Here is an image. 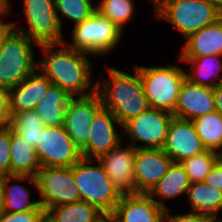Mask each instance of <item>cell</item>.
I'll return each mask as SVG.
<instances>
[{
	"instance_id": "8fae6325",
	"label": "cell",
	"mask_w": 222,
	"mask_h": 222,
	"mask_svg": "<svg viewBox=\"0 0 222 222\" xmlns=\"http://www.w3.org/2000/svg\"><path fill=\"white\" fill-rule=\"evenodd\" d=\"M35 150L41 167H71L82 158L80 148L71 140L64 126H45Z\"/></svg>"
},
{
	"instance_id": "74e56055",
	"label": "cell",
	"mask_w": 222,
	"mask_h": 222,
	"mask_svg": "<svg viewBox=\"0 0 222 222\" xmlns=\"http://www.w3.org/2000/svg\"><path fill=\"white\" fill-rule=\"evenodd\" d=\"M215 109L222 116V82L213 88Z\"/></svg>"
},
{
	"instance_id": "3957f363",
	"label": "cell",
	"mask_w": 222,
	"mask_h": 222,
	"mask_svg": "<svg viewBox=\"0 0 222 222\" xmlns=\"http://www.w3.org/2000/svg\"><path fill=\"white\" fill-rule=\"evenodd\" d=\"M155 18L169 22L185 39L214 23L222 12L206 0H151Z\"/></svg>"
},
{
	"instance_id": "f1b7e54d",
	"label": "cell",
	"mask_w": 222,
	"mask_h": 222,
	"mask_svg": "<svg viewBox=\"0 0 222 222\" xmlns=\"http://www.w3.org/2000/svg\"><path fill=\"white\" fill-rule=\"evenodd\" d=\"M9 126L33 147H36L40 133L45 127L35 110L14 114Z\"/></svg>"
},
{
	"instance_id": "1f68e13d",
	"label": "cell",
	"mask_w": 222,
	"mask_h": 222,
	"mask_svg": "<svg viewBox=\"0 0 222 222\" xmlns=\"http://www.w3.org/2000/svg\"><path fill=\"white\" fill-rule=\"evenodd\" d=\"M56 15L61 29L62 19L59 13L72 20L75 24L87 20L96 11V6L89 0H54ZM59 12V13H58Z\"/></svg>"
},
{
	"instance_id": "f546056e",
	"label": "cell",
	"mask_w": 222,
	"mask_h": 222,
	"mask_svg": "<svg viewBox=\"0 0 222 222\" xmlns=\"http://www.w3.org/2000/svg\"><path fill=\"white\" fill-rule=\"evenodd\" d=\"M221 156L215 151L206 150L181 161L180 164L191 183L203 182Z\"/></svg>"
},
{
	"instance_id": "7c38bea8",
	"label": "cell",
	"mask_w": 222,
	"mask_h": 222,
	"mask_svg": "<svg viewBox=\"0 0 222 222\" xmlns=\"http://www.w3.org/2000/svg\"><path fill=\"white\" fill-rule=\"evenodd\" d=\"M102 107L101 99L96 91L88 96L71 97L68 101L64 129L80 149L87 143L91 122Z\"/></svg>"
},
{
	"instance_id": "8d00e7d4",
	"label": "cell",
	"mask_w": 222,
	"mask_h": 222,
	"mask_svg": "<svg viewBox=\"0 0 222 222\" xmlns=\"http://www.w3.org/2000/svg\"><path fill=\"white\" fill-rule=\"evenodd\" d=\"M204 182L222 192V156L205 177Z\"/></svg>"
},
{
	"instance_id": "ba28073f",
	"label": "cell",
	"mask_w": 222,
	"mask_h": 222,
	"mask_svg": "<svg viewBox=\"0 0 222 222\" xmlns=\"http://www.w3.org/2000/svg\"><path fill=\"white\" fill-rule=\"evenodd\" d=\"M23 5L28 30L11 22L13 28L22 32L36 45L65 41L57 19L54 0H24Z\"/></svg>"
},
{
	"instance_id": "5bb4252c",
	"label": "cell",
	"mask_w": 222,
	"mask_h": 222,
	"mask_svg": "<svg viewBox=\"0 0 222 222\" xmlns=\"http://www.w3.org/2000/svg\"><path fill=\"white\" fill-rule=\"evenodd\" d=\"M119 124L117 118L107 108L102 107L94 116L90 125L87 143L80 149L82 158L97 160L110 152L122 140L115 128Z\"/></svg>"
},
{
	"instance_id": "e0dca14e",
	"label": "cell",
	"mask_w": 222,
	"mask_h": 222,
	"mask_svg": "<svg viewBox=\"0 0 222 222\" xmlns=\"http://www.w3.org/2000/svg\"><path fill=\"white\" fill-rule=\"evenodd\" d=\"M110 217L115 222H166V210L148 194L121 195Z\"/></svg>"
},
{
	"instance_id": "44dd1931",
	"label": "cell",
	"mask_w": 222,
	"mask_h": 222,
	"mask_svg": "<svg viewBox=\"0 0 222 222\" xmlns=\"http://www.w3.org/2000/svg\"><path fill=\"white\" fill-rule=\"evenodd\" d=\"M30 181V185L38 188L36 177L29 175H7L1 176L3 211L4 212H24L38 208L39 200H30V191L24 185L12 184L11 181Z\"/></svg>"
},
{
	"instance_id": "ffe728a7",
	"label": "cell",
	"mask_w": 222,
	"mask_h": 222,
	"mask_svg": "<svg viewBox=\"0 0 222 222\" xmlns=\"http://www.w3.org/2000/svg\"><path fill=\"white\" fill-rule=\"evenodd\" d=\"M185 40L179 57L222 55V16Z\"/></svg>"
},
{
	"instance_id": "277c9868",
	"label": "cell",
	"mask_w": 222,
	"mask_h": 222,
	"mask_svg": "<svg viewBox=\"0 0 222 222\" xmlns=\"http://www.w3.org/2000/svg\"><path fill=\"white\" fill-rule=\"evenodd\" d=\"M72 175L82 201L96 206L106 216L114 212L121 195L98 160L81 158L72 165Z\"/></svg>"
},
{
	"instance_id": "d6986e66",
	"label": "cell",
	"mask_w": 222,
	"mask_h": 222,
	"mask_svg": "<svg viewBox=\"0 0 222 222\" xmlns=\"http://www.w3.org/2000/svg\"><path fill=\"white\" fill-rule=\"evenodd\" d=\"M51 84V81L36 68L26 79L10 88L11 117L14 114L34 110Z\"/></svg>"
},
{
	"instance_id": "9c48e42d",
	"label": "cell",
	"mask_w": 222,
	"mask_h": 222,
	"mask_svg": "<svg viewBox=\"0 0 222 222\" xmlns=\"http://www.w3.org/2000/svg\"><path fill=\"white\" fill-rule=\"evenodd\" d=\"M36 177L39 202L45 212L54 206L80 201L71 167H41Z\"/></svg>"
},
{
	"instance_id": "83f0119b",
	"label": "cell",
	"mask_w": 222,
	"mask_h": 222,
	"mask_svg": "<svg viewBox=\"0 0 222 222\" xmlns=\"http://www.w3.org/2000/svg\"><path fill=\"white\" fill-rule=\"evenodd\" d=\"M192 122L204 147L222 155V116L215 111Z\"/></svg>"
},
{
	"instance_id": "603a6c76",
	"label": "cell",
	"mask_w": 222,
	"mask_h": 222,
	"mask_svg": "<svg viewBox=\"0 0 222 222\" xmlns=\"http://www.w3.org/2000/svg\"><path fill=\"white\" fill-rule=\"evenodd\" d=\"M222 55H210L203 57H179V61L189 63L193 71L186 72V79L195 85L214 88L222 82ZM212 76L214 78H212ZM205 78V79H204ZM211 78V80H210ZM209 79V80H208ZM213 79V80H212ZM218 79V81H217Z\"/></svg>"
},
{
	"instance_id": "d4e9b609",
	"label": "cell",
	"mask_w": 222,
	"mask_h": 222,
	"mask_svg": "<svg viewBox=\"0 0 222 222\" xmlns=\"http://www.w3.org/2000/svg\"><path fill=\"white\" fill-rule=\"evenodd\" d=\"M70 98L59 86L51 84L34 110L45 126L61 127L64 126L66 106Z\"/></svg>"
},
{
	"instance_id": "7402d4cb",
	"label": "cell",
	"mask_w": 222,
	"mask_h": 222,
	"mask_svg": "<svg viewBox=\"0 0 222 222\" xmlns=\"http://www.w3.org/2000/svg\"><path fill=\"white\" fill-rule=\"evenodd\" d=\"M191 182L183 166L178 162H172L167 173L152 188L148 195L163 209L167 210L164 200L176 198L186 194ZM158 197V201L155 198Z\"/></svg>"
},
{
	"instance_id": "484cf974",
	"label": "cell",
	"mask_w": 222,
	"mask_h": 222,
	"mask_svg": "<svg viewBox=\"0 0 222 222\" xmlns=\"http://www.w3.org/2000/svg\"><path fill=\"white\" fill-rule=\"evenodd\" d=\"M45 216L51 222H100L106 217L96 206L82 200L49 208Z\"/></svg>"
},
{
	"instance_id": "836d02e7",
	"label": "cell",
	"mask_w": 222,
	"mask_h": 222,
	"mask_svg": "<svg viewBox=\"0 0 222 222\" xmlns=\"http://www.w3.org/2000/svg\"><path fill=\"white\" fill-rule=\"evenodd\" d=\"M45 216V210L40 205L38 208L24 212H3L0 222H39Z\"/></svg>"
},
{
	"instance_id": "d6a6232c",
	"label": "cell",
	"mask_w": 222,
	"mask_h": 222,
	"mask_svg": "<svg viewBox=\"0 0 222 222\" xmlns=\"http://www.w3.org/2000/svg\"><path fill=\"white\" fill-rule=\"evenodd\" d=\"M10 144L11 127L0 128V176L11 175Z\"/></svg>"
},
{
	"instance_id": "7a4b0ae2",
	"label": "cell",
	"mask_w": 222,
	"mask_h": 222,
	"mask_svg": "<svg viewBox=\"0 0 222 222\" xmlns=\"http://www.w3.org/2000/svg\"><path fill=\"white\" fill-rule=\"evenodd\" d=\"M109 81L103 76L96 83V92L102 106L111 111L122 126L130 119L146 111L150 106L144 93L138 71L128 74L114 67H107Z\"/></svg>"
},
{
	"instance_id": "6da1fadb",
	"label": "cell",
	"mask_w": 222,
	"mask_h": 222,
	"mask_svg": "<svg viewBox=\"0 0 222 222\" xmlns=\"http://www.w3.org/2000/svg\"><path fill=\"white\" fill-rule=\"evenodd\" d=\"M66 44L64 41L38 45L44 57L37 61V69L70 97L93 94L96 91V83L92 82L93 66L88 58L91 54L72 49Z\"/></svg>"
},
{
	"instance_id": "b9f144b4",
	"label": "cell",
	"mask_w": 222,
	"mask_h": 222,
	"mask_svg": "<svg viewBox=\"0 0 222 222\" xmlns=\"http://www.w3.org/2000/svg\"><path fill=\"white\" fill-rule=\"evenodd\" d=\"M3 194H2V183H1V176H0V216L3 214Z\"/></svg>"
},
{
	"instance_id": "ee69618b",
	"label": "cell",
	"mask_w": 222,
	"mask_h": 222,
	"mask_svg": "<svg viewBox=\"0 0 222 222\" xmlns=\"http://www.w3.org/2000/svg\"><path fill=\"white\" fill-rule=\"evenodd\" d=\"M39 222H51L46 216H44Z\"/></svg>"
},
{
	"instance_id": "ac0fdd59",
	"label": "cell",
	"mask_w": 222,
	"mask_h": 222,
	"mask_svg": "<svg viewBox=\"0 0 222 222\" xmlns=\"http://www.w3.org/2000/svg\"><path fill=\"white\" fill-rule=\"evenodd\" d=\"M215 111L213 88L195 85L185 79L180 88L173 116L193 121Z\"/></svg>"
},
{
	"instance_id": "f35d334b",
	"label": "cell",
	"mask_w": 222,
	"mask_h": 222,
	"mask_svg": "<svg viewBox=\"0 0 222 222\" xmlns=\"http://www.w3.org/2000/svg\"><path fill=\"white\" fill-rule=\"evenodd\" d=\"M11 7L8 0H0V21L10 14Z\"/></svg>"
},
{
	"instance_id": "8992f818",
	"label": "cell",
	"mask_w": 222,
	"mask_h": 222,
	"mask_svg": "<svg viewBox=\"0 0 222 222\" xmlns=\"http://www.w3.org/2000/svg\"><path fill=\"white\" fill-rule=\"evenodd\" d=\"M32 44L36 43L15 28L4 36L0 51V87L10 89L18 85L37 68Z\"/></svg>"
},
{
	"instance_id": "30bf717a",
	"label": "cell",
	"mask_w": 222,
	"mask_h": 222,
	"mask_svg": "<svg viewBox=\"0 0 222 222\" xmlns=\"http://www.w3.org/2000/svg\"><path fill=\"white\" fill-rule=\"evenodd\" d=\"M172 118L173 114L167 111L149 107L127 121L122 129L126 131L136 149H162ZM138 141L144 145H135Z\"/></svg>"
},
{
	"instance_id": "60d3db41",
	"label": "cell",
	"mask_w": 222,
	"mask_h": 222,
	"mask_svg": "<svg viewBox=\"0 0 222 222\" xmlns=\"http://www.w3.org/2000/svg\"><path fill=\"white\" fill-rule=\"evenodd\" d=\"M222 12V0H206Z\"/></svg>"
},
{
	"instance_id": "2e32d148",
	"label": "cell",
	"mask_w": 222,
	"mask_h": 222,
	"mask_svg": "<svg viewBox=\"0 0 222 222\" xmlns=\"http://www.w3.org/2000/svg\"><path fill=\"white\" fill-rule=\"evenodd\" d=\"M172 162L162 149H136L134 160L136 193L148 194L167 173Z\"/></svg>"
},
{
	"instance_id": "7bdbcfd3",
	"label": "cell",
	"mask_w": 222,
	"mask_h": 222,
	"mask_svg": "<svg viewBox=\"0 0 222 222\" xmlns=\"http://www.w3.org/2000/svg\"><path fill=\"white\" fill-rule=\"evenodd\" d=\"M100 222H115V221L110 216H106Z\"/></svg>"
},
{
	"instance_id": "e575fe53",
	"label": "cell",
	"mask_w": 222,
	"mask_h": 222,
	"mask_svg": "<svg viewBox=\"0 0 222 222\" xmlns=\"http://www.w3.org/2000/svg\"><path fill=\"white\" fill-rule=\"evenodd\" d=\"M170 211L166 210V222H222L221 219L205 215L193 211L185 214L171 215Z\"/></svg>"
},
{
	"instance_id": "4dcf8cb0",
	"label": "cell",
	"mask_w": 222,
	"mask_h": 222,
	"mask_svg": "<svg viewBox=\"0 0 222 222\" xmlns=\"http://www.w3.org/2000/svg\"><path fill=\"white\" fill-rule=\"evenodd\" d=\"M99 3L96 11L123 31L124 25L134 14L133 0H101Z\"/></svg>"
},
{
	"instance_id": "9a60e30c",
	"label": "cell",
	"mask_w": 222,
	"mask_h": 222,
	"mask_svg": "<svg viewBox=\"0 0 222 222\" xmlns=\"http://www.w3.org/2000/svg\"><path fill=\"white\" fill-rule=\"evenodd\" d=\"M162 150L173 162L180 163L207 149L204 147L201 138L197 134L192 121L173 116L168 127L165 144Z\"/></svg>"
},
{
	"instance_id": "4fadbf2b",
	"label": "cell",
	"mask_w": 222,
	"mask_h": 222,
	"mask_svg": "<svg viewBox=\"0 0 222 222\" xmlns=\"http://www.w3.org/2000/svg\"><path fill=\"white\" fill-rule=\"evenodd\" d=\"M122 144L123 141L97 160L120 195L135 194L134 160L136 148L131 143H128L126 148Z\"/></svg>"
},
{
	"instance_id": "5b68a950",
	"label": "cell",
	"mask_w": 222,
	"mask_h": 222,
	"mask_svg": "<svg viewBox=\"0 0 222 222\" xmlns=\"http://www.w3.org/2000/svg\"><path fill=\"white\" fill-rule=\"evenodd\" d=\"M134 68L139 73L149 106L173 114L186 72L172 64L154 67L135 65Z\"/></svg>"
},
{
	"instance_id": "ab89813d",
	"label": "cell",
	"mask_w": 222,
	"mask_h": 222,
	"mask_svg": "<svg viewBox=\"0 0 222 222\" xmlns=\"http://www.w3.org/2000/svg\"><path fill=\"white\" fill-rule=\"evenodd\" d=\"M12 25L9 22L0 21V51L3 43L4 36L12 29Z\"/></svg>"
},
{
	"instance_id": "52a82bcc",
	"label": "cell",
	"mask_w": 222,
	"mask_h": 222,
	"mask_svg": "<svg viewBox=\"0 0 222 222\" xmlns=\"http://www.w3.org/2000/svg\"><path fill=\"white\" fill-rule=\"evenodd\" d=\"M123 31L97 11L72 27V49L95 56L110 53L122 39Z\"/></svg>"
},
{
	"instance_id": "cb8c5ba5",
	"label": "cell",
	"mask_w": 222,
	"mask_h": 222,
	"mask_svg": "<svg viewBox=\"0 0 222 222\" xmlns=\"http://www.w3.org/2000/svg\"><path fill=\"white\" fill-rule=\"evenodd\" d=\"M11 175L35 177L41 168L35 147L11 128L10 144Z\"/></svg>"
},
{
	"instance_id": "d590c367",
	"label": "cell",
	"mask_w": 222,
	"mask_h": 222,
	"mask_svg": "<svg viewBox=\"0 0 222 222\" xmlns=\"http://www.w3.org/2000/svg\"><path fill=\"white\" fill-rule=\"evenodd\" d=\"M10 120L9 89L0 87V128L9 126Z\"/></svg>"
},
{
	"instance_id": "4316f807",
	"label": "cell",
	"mask_w": 222,
	"mask_h": 222,
	"mask_svg": "<svg viewBox=\"0 0 222 222\" xmlns=\"http://www.w3.org/2000/svg\"><path fill=\"white\" fill-rule=\"evenodd\" d=\"M186 194L191 211L219 218L218 213L222 210L221 191L203 181L191 183Z\"/></svg>"
}]
</instances>
